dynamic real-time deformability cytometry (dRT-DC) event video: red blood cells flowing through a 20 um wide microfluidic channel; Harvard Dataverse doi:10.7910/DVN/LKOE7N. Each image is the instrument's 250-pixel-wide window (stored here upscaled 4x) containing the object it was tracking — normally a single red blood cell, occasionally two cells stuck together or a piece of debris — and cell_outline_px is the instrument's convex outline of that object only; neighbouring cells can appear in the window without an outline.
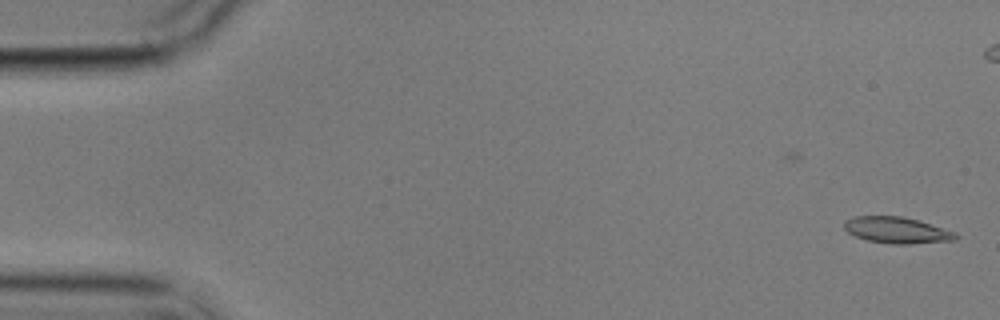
{"species": "common noctule bat (a hibernating species)", "species_latin": "Nyctalus noctula", "temperature_condition": "cold", "stored_images_in_passage": 11, "camera_frame_rate_fps": 3000, "um_per_image_px": 0.085, "animal": {"sex": "male", "body_mass_g": 17.9}, "frame": {"image": 1, "passage_image": 1, "time_ms": 0.0, "image_size_px": [1000, 320], "cell_outline_px": [[960, 236], [956, 240], [908, 244], [892, 244], [868, 240], [856, 236], [848, 232], [844, 228], [844, 220], [852, 216], [900, 216], [916, 220], [956, 232]], "centroid_in_image_um": [76.23, 19.56], "position_along_channel_um": 8.8, "area_um2": 16.99}}